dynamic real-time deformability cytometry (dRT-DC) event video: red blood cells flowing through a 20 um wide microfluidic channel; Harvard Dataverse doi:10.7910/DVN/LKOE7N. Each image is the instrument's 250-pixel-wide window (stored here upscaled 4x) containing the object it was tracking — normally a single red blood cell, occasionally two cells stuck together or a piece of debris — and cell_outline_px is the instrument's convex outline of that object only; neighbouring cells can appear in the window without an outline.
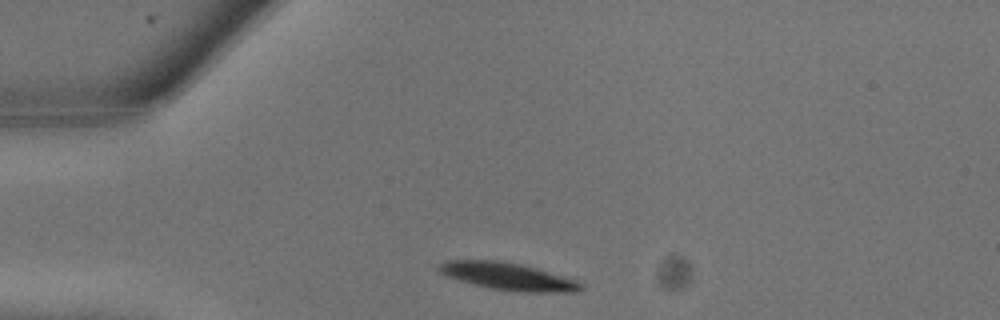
{"species": "common noctule bat (a hibernating species)", "species_latin": "Nyctalus noctula", "temperature_condition": "warm", "stored_images_in_passage": 4, "camera_frame_rate_fps": 3000, "um_per_image_px": 0.085, "animal": {"sex": "male", "body_mass_g": 13.3}, "frame": {"image": 1, "passage_image": 1, "time_ms": 0.0, "image_size_px": [1000, 320], "cell_outline_px": [[584, 288], [576, 292], [520, 292], [492, 288], [460, 280], [448, 276], [440, 272], [436, 268], [440, 264], [448, 260], [500, 260], [520, 264], [536, 268], [576, 280], [584, 284]], "centroid_in_image_um": [43.22, 23.49], "position_along_channel_um": 41.8, "area_um2": 22.37}}